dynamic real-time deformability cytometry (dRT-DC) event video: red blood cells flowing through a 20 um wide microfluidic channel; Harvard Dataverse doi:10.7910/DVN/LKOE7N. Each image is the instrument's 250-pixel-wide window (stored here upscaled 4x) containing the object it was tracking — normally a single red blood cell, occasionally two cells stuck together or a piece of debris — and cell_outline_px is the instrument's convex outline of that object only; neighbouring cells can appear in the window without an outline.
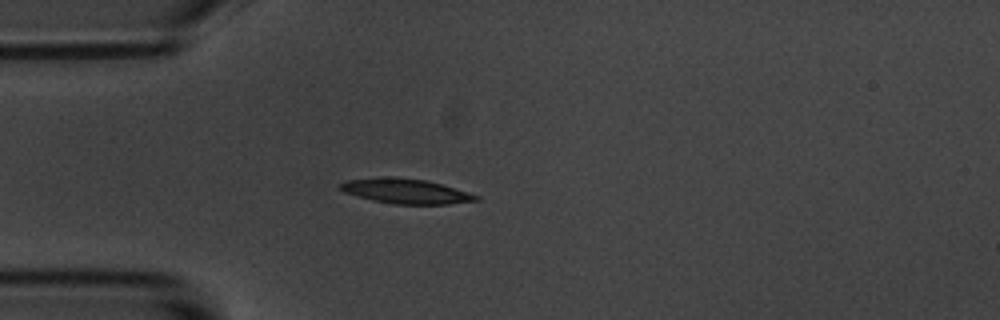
{"species": "common noctule bat (a hibernating species)", "species_latin": "Nyctalus noctula", "temperature_condition": "room temperature", "stored_images_in_passage": 43, "camera_frame_rate_fps": 3000, "um_per_image_px": 0.085, "animal": {"sex": "male", "body_mass_g": 20.1, "forearm_length_mm": 53.5}, "frame": {"image": 1, "passage_image": 1, "time_ms": 0.0, "image_size_px": [1000, 320], "cell_outline_px": [[480, 200], [448, 204], [392, 204], [372, 200], [344, 192], [336, 184], [344, 180], [384, 176], [396, 176], [424, 180], [440, 184], [468, 192], [480, 196]], "centroid_in_image_um": [34.43, 16.24], "position_along_channel_um": 50.6, "area_um2": 19.83}}
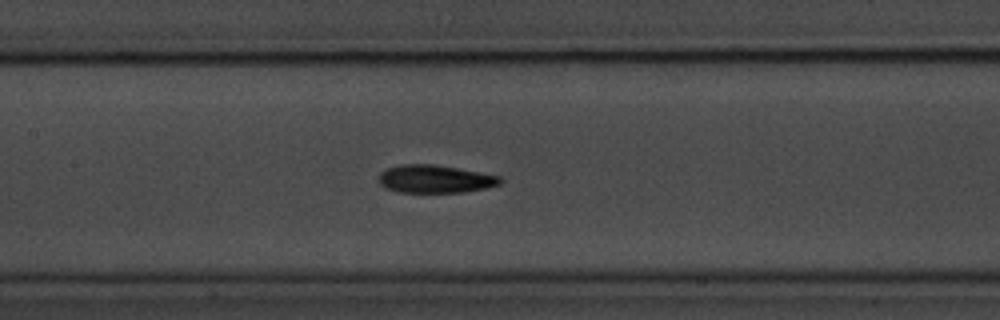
{"frame": {"image": 2, "passage_image": 12, "time_ms": 3.667, "image_size_px": [1000, 320], "cell_outline_px": [[504, 180], [500, 184], [488, 188], [464, 192], [400, 192], [384, 188], [380, 184], [380, 172], [384, 168], [400, 164], [432, 164], [456, 168], [500, 176]], "centroid_in_image_um": [36.97, 15.21], "position_along_channel_um": 170.4, "area_um2": 19.83}}
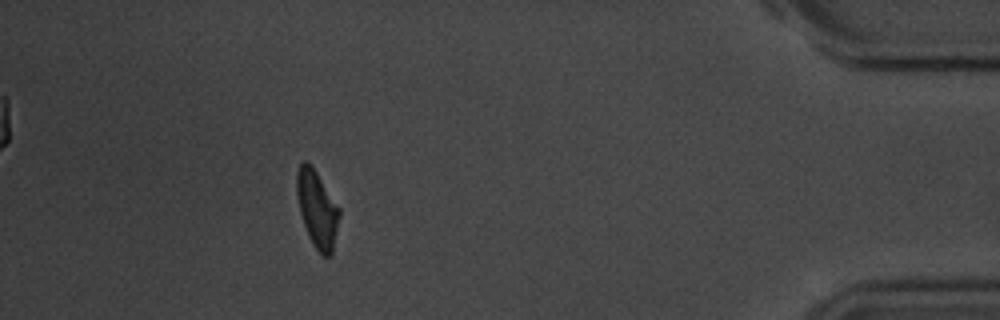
{"frame": {"image": 3, "passage_image": 37, "time_ms": 12.0, "image_size_px": [1000, 320], "cell_outline_px": [[340, 216], [332, 256], [324, 256], [316, 248], [304, 224], [300, 212], [296, 192], [296, 172], [300, 164], [304, 160], [308, 160], [340, 208]], "centroid_in_image_um": [26.96, 17.73], "position_along_channel_um": 408.2, "area_um2": 18.9}, "authors_computed_cell_mechanics": {"area_um2": 19.7098, "velocity_mm_per_s": 3.5105, "shape_relaxation_time_tau1_ms": 2.3669, "shape_relaxation_time_tau2_ms": 6.2676, "deformation_change_tau1": 0.1256, "deformation_change_tau2": 0.144}}